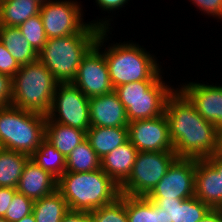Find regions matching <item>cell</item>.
Returning <instances> with one entry per match:
<instances>
[{"label":"cell","instance_id":"cell-1","mask_svg":"<svg viewBox=\"0 0 222 222\" xmlns=\"http://www.w3.org/2000/svg\"><path fill=\"white\" fill-rule=\"evenodd\" d=\"M165 115L177 158L205 159L218 151V128L197 112L179 88L168 97Z\"/></svg>","mask_w":222,"mask_h":222},{"label":"cell","instance_id":"cell-2","mask_svg":"<svg viewBox=\"0 0 222 222\" xmlns=\"http://www.w3.org/2000/svg\"><path fill=\"white\" fill-rule=\"evenodd\" d=\"M109 20L91 21L76 34L48 39L38 60L59 83H72L80 62L96 44L101 30H110Z\"/></svg>","mask_w":222,"mask_h":222},{"label":"cell","instance_id":"cell-3","mask_svg":"<svg viewBox=\"0 0 222 222\" xmlns=\"http://www.w3.org/2000/svg\"><path fill=\"white\" fill-rule=\"evenodd\" d=\"M57 191L72 211L91 212L115 202L120 186L101 168L90 172H65L57 180Z\"/></svg>","mask_w":222,"mask_h":222},{"label":"cell","instance_id":"cell-4","mask_svg":"<svg viewBox=\"0 0 222 222\" xmlns=\"http://www.w3.org/2000/svg\"><path fill=\"white\" fill-rule=\"evenodd\" d=\"M103 53L113 88L136 81H157L162 76L154 56L139 44L116 43Z\"/></svg>","mask_w":222,"mask_h":222},{"label":"cell","instance_id":"cell-5","mask_svg":"<svg viewBox=\"0 0 222 222\" xmlns=\"http://www.w3.org/2000/svg\"><path fill=\"white\" fill-rule=\"evenodd\" d=\"M47 116L12 105L0 108V148L31 156L45 139Z\"/></svg>","mask_w":222,"mask_h":222},{"label":"cell","instance_id":"cell-6","mask_svg":"<svg viewBox=\"0 0 222 222\" xmlns=\"http://www.w3.org/2000/svg\"><path fill=\"white\" fill-rule=\"evenodd\" d=\"M58 84L39 60L22 65L12 78V106L47 115Z\"/></svg>","mask_w":222,"mask_h":222},{"label":"cell","instance_id":"cell-7","mask_svg":"<svg viewBox=\"0 0 222 222\" xmlns=\"http://www.w3.org/2000/svg\"><path fill=\"white\" fill-rule=\"evenodd\" d=\"M162 78L157 81L130 82L114 88L126 109L129 122L152 119L165 113L167 99L175 89L162 81Z\"/></svg>","mask_w":222,"mask_h":222},{"label":"cell","instance_id":"cell-8","mask_svg":"<svg viewBox=\"0 0 222 222\" xmlns=\"http://www.w3.org/2000/svg\"><path fill=\"white\" fill-rule=\"evenodd\" d=\"M176 158L174 151H139L130 176L120 186L121 194L147 196Z\"/></svg>","mask_w":222,"mask_h":222},{"label":"cell","instance_id":"cell-9","mask_svg":"<svg viewBox=\"0 0 222 222\" xmlns=\"http://www.w3.org/2000/svg\"><path fill=\"white\" fill-rule=\"evenodd\" d=\"M109 30H101L96 44L83 57L72 84L88 98L114 91L110 81L108 66L101 47L107 41ZM108 33V34H107ZM102 51V52H101Z\"/></svg>","mask_w":222,"mask_h":222},{"label":"cell","instance_id":"cell-10","mask_svg":"<svg viewBox=\"0 0 222 222\" xmlns=\"http://www.w3.org/2000/svg\"><path fill=\"white\" fill-rule=\"evenodd\" d=\"M46 116L53 122L86 132L90 128L89 98L72 83H59Z\"/></svg>","mask_w":222,"mask_h":222},{"label":"cell","instance_id":"cell-11","mask_svg":"<svg viewBox=\"0 0 222 222\" xmlns=\"http://www.w3.org/2000/svg\"><path fill=\"white\" fill-rule=\"evenodd\" d=\"M82 7L74 0H47L41 4L40 16L48 39L69 36L80 32L83 22Z\"/></svg>","mask_w":222,"mask_h":222},{"label":"cell","instance_id":"cell-12","mask_svg":"<svg viewBox=\"0 0 222 222\" xmlns=\"http://www.w3.org/2000/svg\"><path fill=\"white\" fill-rule=\"evenodd\" d=\"M196 159L176 158L146 196L148 199H187L195 196Z\"/></svg>","mask_w":222,"mask_h":222},{"label":"cell","instance_id":"cell-13","mask_svg":"<svg viewBox=\"0 0 222 222\" xmlns=\"http://www.w3.org/2000/svg\"><path fill=\"white\" fill-rule=\"evenodd\" d=\"M128 137L138 152L174 151L165 113L156 118L129 122Z\"/></svg>","mask_w":222,"mask_h":222},{"label":"cell","instance_id":"cell-14","mask_svg":"<svg viewBox=\"0 0 222 222\" xmlns=\"http://www.w3.org/2000/svg\"><path fill=\"white\" fill-rule=\"evenodd\" d=\"M179 90L207 122L217 128L222 126V85L189 82L183 84Z\"/></svg>","mask_w":222,"mask_h":222},{"label":"cell","instance_id":"cell-15","mask_svg":"<svg viewBox=\"0 0 222 222\" xmlns=\"http://www.w3.org/2000/svg\"><path fill=\"white\" fill-rule=\"evenodd\" d=\"M90 126L128 127L126 109L113 91L89 98Z\"/></svg>","mask_w":222,"mask_h":222},{"label":"cell","instance_id":"cell-16","mask_svg":"<svg viewBox=\"0 0 222 222\" xmlns=\"http://www.w3.org/2000/svg\"><path fill=\"white\" fill-rule=\"evenodd\" d=\"M195 197L211 209H222V175L206 159H196Z\"/></svg>","mask_w":222,"mask_h":222},{"label":"cell","instance_id":"cell-17","mask_svg":"<svg viewBox=\"0 0 222 222\" xmlns=\"http://www.w3.org/2000/svg\"><path fill=\"white\" fill-rule=\"evenodd\" d=\"M57 190V179L31 159L24 166L16 191L33 201L49 196Z\"/></svg>","mask_w":222,"mask_h":222},{"label":"cell","instance_id":"cell-18","mask_svg":"<svg viewBox=\"0 0 222 222\" xmlns=\"http://www.w3.org/2000/svg\"><path fill=\"white\" fill-rule=\"evenodd\" d=\"M162 208L163 222H198L211 209L197 197L187 199H149Z\"/></svg>","mask_w":222,"mask_h":222},{"label":"cell","instance_id":"cell-19","mask_svg":"<svg viewBox=\"0 0 222 222\" xmlns=\"http://www.w3.org/2000/svg\"><path fill=\"white\" fill-rule=\"evenodd\" d=\"M137 148L128 140L101 159V169L121 186L130 176Z\"/></svg>","mask_w":222,"mask_h":222},{"label":"cell","instance_id":"cell-20","mask_svg":"<svg viewBox=\"0 0 222 222\" xmlns=\"http://www.w3.org/2000/svg\"><path fill=\"white\" fill-rule=\"evenodd\" d=\"M86 139L100 159L129 140L128 127H94L86 131Z\"/></svg>","mask_w":222,"mask_h":222},{"label":"cell","instance_id":"cell-21","mask_svg":"<svg viewBox=\"0 0 222 222\" xmlns=\"http://www.w3.org/2000/svg\"><path fill=\"white\" fill-rule=\"evenodd\" d=\"M45 139L67 158L72 150L86 139V132L53 122L47 117Z\"/></svg>","mask_w":222,"mask_h":222},{"label":"cell","instance_id":"cell-22","mask_svg":"<svg viewBox=\"0 0 222 222\" xmlns=\"http://www.w3.org/2000/svg\"><path fill=\"white\" fill-rule=\"evenodd\" d=\"M0 41L20 66L38 60V53L23 37L18 27L0 25Z\"/></svg>","mask_w":222,"mask_h":222},{"label":"cell","instance_id":"cell-23","mask_svg":"<svg viewBox=\"0 0 222 222\" xmlns=\"http://www.w3.org/2000/svg\"><path fill=\"white\" fill-rule=\"evenodd\" d=\"M38 0H0V25L16 26L40 13Z\"/></svg>","mask_w":222,"mask_h":222},{"label":"cell","instance_id":"cell-24","mask_svg":"<svg viewBox=\"0 0 222 222\" xmlns=\"http://www.w3.org/2000/svg\"><path fill=\"white\" fill-rule=\"evenodd\" d=\"M30 156L0 148V187H17L20 176Z\"/></svg>","mask_w":222,"mask_h":222},{"label":"cell","instance_id":"cell-25","mask_svg":"<svg viewBox=\"0 0 222 222\" xmlns=\"http://www.w3.org/2000/svg\"><path fill=\"white\" fill-rule=\"evenodd\" d=\"M69 210L66 200L56 190L49 196L35 200L32 213L36 222H61Z\"/></svg>","mask_w":222,"mask_h":222},{"label":"cell","instance_id":"cell-26","mask_svg":"<svg viewBox=\"0 0 222 222\" xmlns=\"http://www.w3.org/2000/svg\"><path fill=\"white\" fill-rule=\"evenodd\" d=\"M125 209L129 222H163L162 208L146 196L125 195Z\"/></svg>","mask_w":222,"mask_h":222},{"label":"cell","instance_id":"cell-27","mask_svg":"<svg viewBox=\"0 0 222 222\" xmlns=\"http://www.w3.org/2000/svg\"><path fill=\"white\" fill-rule=\"evenodd\" d=\"M30 159L57 180L66 172V158L46 139L41 142Z\"/></svg>","mask_w":222,"mask_h":222},{"label":"cell","instance_id":"cell-28","mask_svg":"<svg viewBox=\"0 0 222 222\" xmlns=\"http://www.w3.org/2000/svg\"><path fill=\"white\" fill-rule=\"evenodd\" d=\"M101 168V159L87 139L76 146L66 158V172H90Z\"/></svg>","mask_w":222,"mask_h":222},{"label":"cell","instance_id":"cell-29","mask_svg":"<svg viewBox=\"0 0 222 222\" xmlns=\"http://www.w3.org/2000/svg\"><path fill=\"white\" fill-rule=\"evenodd\" d=\"M18 28L33 49L39 53L48 40L40 14L30 17L20 24Z\"/></svg>","mask_w":222,"mask_h":222},{"label":"cell","instance_id":"cell-30","mask_svg":"<svg viewBox=\"0 0 222 222\" xmlns=\"http://www.w3.org/2000/svg\"><path fill=\"white\" fill-rule=\"evenodd\" d=\"M93 222H129L125 209V195L108 205L90 212Z\"/></svg>","mask_w":222,"mask_h":222},{"label":"cell","instance_id":"cell-31","mask_svg":"<svg viewBox=\"0 0 222 222\" xmlns=\"http://www.w3.org/2000/svg\"><path fill=\"white\" fill-rule=\"evenodd\" d=\"M33 200L22 193L16 192L8 207L4 218L8 222L20 221L25 216L32 213Z\"/></svg>","mask_w":222,"mask_h":222},{"label":"cell","instance_id":"cell-32","mask_svg":"<svg viewBox=\"0 0 222 222\" xmlns=\"http://www.w3.org/2000/svg\"><path fill=\"white\" fill-rule=\"evenodd\" d=\"M20 65L12 57L11 53L6 49L0 41V73L10 76L11 78L20 70Z\"/></svg>","mask_w":222,"mask_h":222},{"label":"cell","instance_id":"cell-33","mask_svg":"<svg viewBox=\"0 0 222 222\" xmlns=\"http://www.w3.org/2000/svg\"><path fill=\"white\" fill-rule=\"evenodd\" d=\"M12 105V78L0 73V108Z\"/></svg>","mask_w":222,"mask_h":222},{"label":"cell","instance_id":"cell-34","mask_svg":"<svg viewBox=\"0 0 222 222\" xmlns=\"http://www.w3.org/2000/svg\"><path fill=\"white\" fill-rule=\"evenodd\" d=\"M15 188L0 187V217H4L16 193Z\"/></svg>","mask_w":222,"mask_h":222},{"label":"cell","instance_id":"cell-35","mask_svg":"<svg viewBox=\"0 0 222 222\" xmlns=\"http://www.w3.org/2000/svg\"><path fill=\"white\" fill-rule=\"evenodd\" d=\"M61 222H93V219L90 212L69 210Z\"/></svg>","mask_w":222,"mask_h":222},{"label":"cell","instance_id":"cell-36","mask_svg":"<svg viewBox=\"0 0 222 222\" xmlns=\"http://www.w3.org/2000/svg\"><path fill=\"white\" fill-rule=\"evenodd\" d=\"M129 0H96L104 11H113L122 8Z\"/></svg>","mask_w":222,"mask_h":222},{"label":"cell","instance_id":"cell-37","mask_svg":"<svg viewBox=\"0 0 222 222\" xmlns=\"http://www.w3.org/2000/svg\"><path fill=\"white\" fill-rule=\"evenodd\" d=\"M198 222H222V209H210Z\"/></svg>","mask_w":222,"mask_h":222},{"label":"cell","instance_id":"cell-38","mask_svg":"<svg viewBox=\"0 0 222 222\" xmlns=\"http://www.w3.org/2000/svg\"><path fill=\"white\" fill-rule=\"evenodd\" d=\"M222 175V153L216 152L205 158Z\"/></svg>","mask_w":222,"mask_h":222},{"label":"cell","instance_id":"cell-39","mask_svg":"<svg viewBox=\"0 0 222 222\" xmlns=\"http://www.w3.org/2000/svg\"><path fill=\"white\" fill-rule=\"evenodd\" d=\"M222 153V126L218 128V151Z\"/></svg>","mask_w":222,"mask_h":222},{"label":"cell","instance_id":"cell-40","mask_svg":"<svg viewBox=\"0 0 222 222\" xmlns=\"http://www.w3.org/2000/svg\"><path fill=\"white\" fill-rule=\"evenodd\" d=\"M17 222H36L35 217L33 215V213L25 216L24 218H22L20 221Z\"/></svg>","mask_w":222,"mask_h":222},{"label":"cell","instance_id":"cell-41","mask_svg":"<svg viewBox=\"0 0 222 222\" xmlns=\"http://www.w3.org/2000/svg\"><path fill=\"white\" fill-rule=\"evenodd\" d=\"M0 222H8L4 217H0Z\"/></svg>","mask_w":222,"mask_h":222},{"label":"cell","instance_id":"cell-42","mask_svg":"<svg viewBox=\"0 0 222 222\" xmlns=\"http://www.w3.org/2000/svg\"><path fill=\"white\" fill-rule=\"evenodd\" d=\"M38 1H40L41 3H44V2L47 1V0H38Z\"/></svg>","mask_w":222,"mask_h":222}]
</instances>
